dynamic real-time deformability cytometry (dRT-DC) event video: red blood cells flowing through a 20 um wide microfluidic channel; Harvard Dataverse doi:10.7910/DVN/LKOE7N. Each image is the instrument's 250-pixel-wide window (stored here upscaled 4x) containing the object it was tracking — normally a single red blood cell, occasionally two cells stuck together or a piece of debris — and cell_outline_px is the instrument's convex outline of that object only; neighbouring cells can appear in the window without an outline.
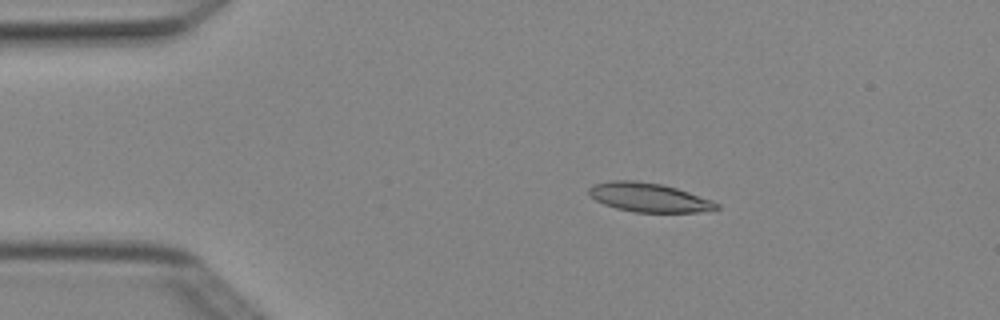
{"species": "Egyptian fruit bat (a non-hibernating species)", "species_latin": "Rousettus aegyptiacus", "temperature_condition": "cold", "stored_images_in_passage": 6, "camera_frame_rate_fps": 3000, "um_per_image_px": 0.085, "animal": {"sex": "female"}, "frame": {"image": 1, "passage_image": 2, "time_ms": 0.333, "image_size_px": [1000, 320], "cell_outline_px": [[720, 208], [696, 212], [632, 212], [616, 208], [604, 204], [596, 200], [588, 192], [588, 188], [592, 184], [612, 180], [636, 180], [660, 184], [676, 188], [712, 200], [720, 204]], "centroid_in_image_um": [55.13, 16.78], "position_along_channel_um": 29.9, "area_um2": 21.5}}
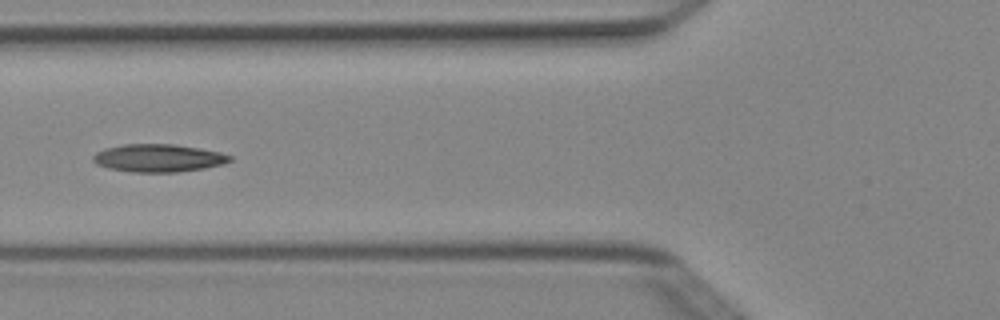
{"frame": {"image": 2, "passage_image": 5, "time_ms": 1.333, "image_size_px": [1000, 320], "cell_outline_px": [[232, 160], [224, 164], [204, 168], [176, 172], [132, 172], [108, 168], [96, 164], [92, 160], [92, 156], [96, 152], [104, 148], [124, 144], [176, 144], [200, 148], [220, 152], [232, 156]], "centroid_in_image_um": [13.45, 13.43], "position_along_channel_um": 112.3, "area_um2": 22.31}}
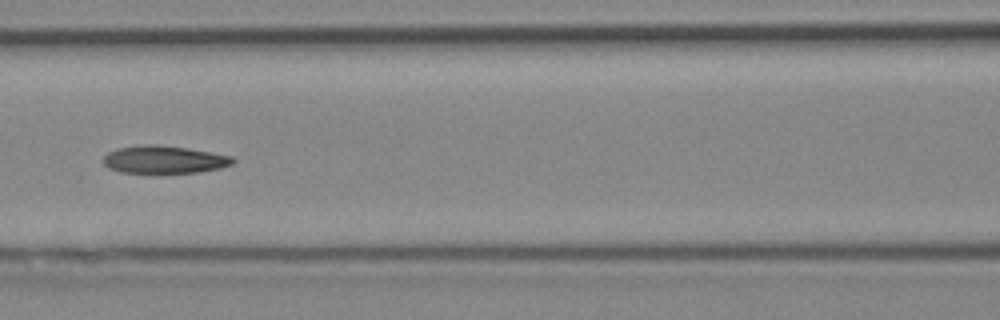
{"frame": {"image": 3, "passage_image": 6, "time_ms": 1.667, "image_size_px": [1000, 320], "cell_outline_px": [[236, 160], [232, 164], [220, 168], [200, 172], [160, 176], [120, 172], [108, 168], [104, 164], [104, 156], [108, 152], [116, 148], [140, 144], [156, 144], [188, 148], [232, 156]], "centroid_in_image_um": [13.92, 13.61], "position_along_channel_um": 152.7, "area_um2": 22.02}}